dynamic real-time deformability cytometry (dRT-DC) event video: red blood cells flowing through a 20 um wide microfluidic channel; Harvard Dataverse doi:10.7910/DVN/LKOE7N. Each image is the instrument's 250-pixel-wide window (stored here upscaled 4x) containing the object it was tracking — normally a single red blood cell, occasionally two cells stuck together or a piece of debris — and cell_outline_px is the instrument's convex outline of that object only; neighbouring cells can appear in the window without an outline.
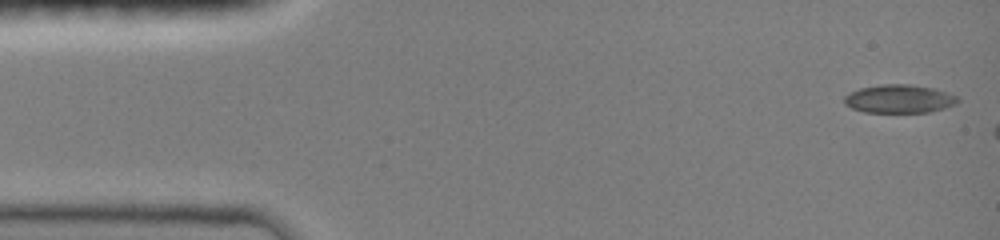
{"species": "common noctule bat (a hibernating species)", "species_latin": "Nyctalus noctula", "temperature_condition": "room temperature", "stored_images_in_passage": 6, "camera_frame_rate_fps": 3000, "um_per_image_px": 0.085, "animal": {"sex": "female", "body_mass_g": 19.0, "forearm_length_mm": 51.5}, "frame": {"image": 1, "passage_image": 1, "time_ms": 0.0, "image_size_px": [1000, 240], "cell_outline_px": [[960, 100], [956, 104], [944, 108], [928, 112], [864, 112], [852, 108], [844, 104], [844, 96], [860, 88], [880, 84], [912, 84], [932, 88], [956, 96]], "centroid_in_image_um": [76.41, 8.4], "position_along_channel_um": 8.6, "area_um2": 18.61}}